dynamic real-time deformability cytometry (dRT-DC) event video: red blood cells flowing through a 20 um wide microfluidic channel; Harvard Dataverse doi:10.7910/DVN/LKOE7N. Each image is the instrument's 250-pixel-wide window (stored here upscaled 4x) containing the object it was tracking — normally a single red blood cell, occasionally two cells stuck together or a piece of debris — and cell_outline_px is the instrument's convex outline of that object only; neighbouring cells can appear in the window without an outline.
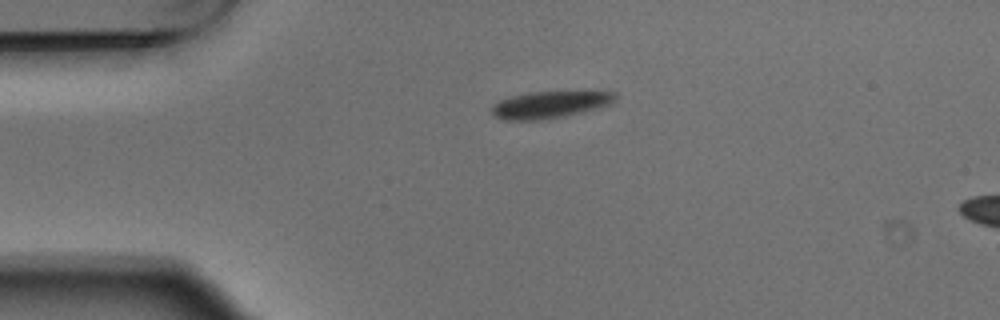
{"species": "Egyptian fruit bat (a non-hibernating species)", "species_latin": "Rousettus aegyptiacus", "temperature_condition": "warm", "stored_images_in_passage": 2, "camera_frame_rate_fps": 3000, "um_per_image_px": 0.085, "animal": {"sex": "male"}, "frame": {"image": 1, "passage_image": 1, "time_ms": 0.0, "image_size_px": [1000, 320], "cell_outline_px": [[616, 100], [612, 104], [600, 108], [564, 116], [540, 120], [504, 120], [496, 116], [492, 112], [492, 104], [508, 96], [528, 92], [616, 92]], "centroid_in_image_um": [46.74, 8.89], "position_along_channel_um": 38.3, "area_um2": 19.42}}